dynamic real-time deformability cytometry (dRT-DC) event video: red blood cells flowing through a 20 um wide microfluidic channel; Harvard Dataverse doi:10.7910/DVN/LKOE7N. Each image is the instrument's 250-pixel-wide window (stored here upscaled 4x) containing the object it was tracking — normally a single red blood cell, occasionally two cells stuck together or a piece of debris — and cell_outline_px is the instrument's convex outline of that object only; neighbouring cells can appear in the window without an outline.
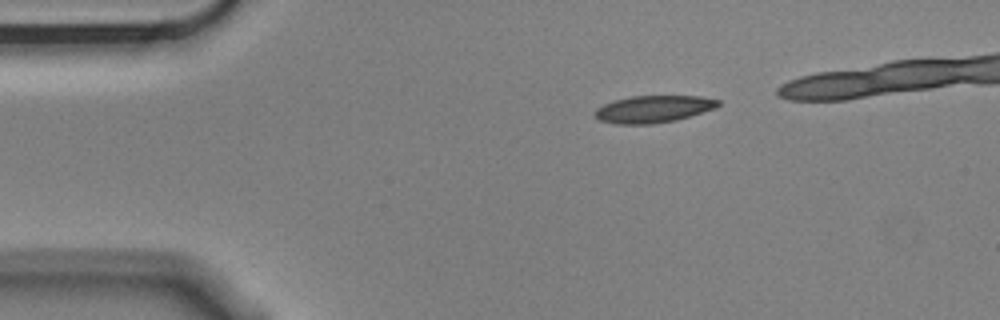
{"species": "Egyptian fruit bat (a non-hibernating species)", "species_latin": "Rousettus aegyptiacus", "temperature_condition": "cold", "stored_images_in_passage": 4, "segment_of_instrument_passage": [1, 2], "camera_frame_rate_fps": 3000, "um_per_image_px": 0.085, "animal": {"sex": "male"}, "frame": {"image": 1, "passage_image": 1, "time_ms": 0.0, "image_size_px": [1000, 320], "cell_outline_px": [[720, 104], [716, 108], [676, 120], [652, 124], [616, 124], [600, 120], [596, 116], [596, 108], [604, 104], [616, 100], [632, 96], [700, 96], [720, 100]], "centroid_in_image_um": [55.57, 9.27], "position_along_channel_um": 29.4, "area_um2": 19.31}}
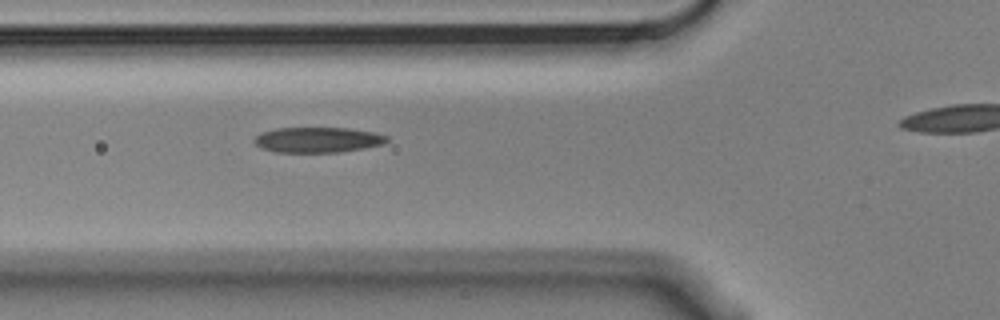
{"frame": {"image": 2, "passage_image": 3, "time_ms": 0.667, "image_size_px": [1000, 320], "cell_outline_px": [[388, 140], [384, 144], [364, 148], [340, 152], [276, 152], [260, 148], [252, 140], [260, 132], [276, 128], [348, 128], [376, 132], [388, 136]], "centroid_in_image_um": [27.0, 11.88], "position_along_channel_um": 98.8, "area_um2": 19.77}}